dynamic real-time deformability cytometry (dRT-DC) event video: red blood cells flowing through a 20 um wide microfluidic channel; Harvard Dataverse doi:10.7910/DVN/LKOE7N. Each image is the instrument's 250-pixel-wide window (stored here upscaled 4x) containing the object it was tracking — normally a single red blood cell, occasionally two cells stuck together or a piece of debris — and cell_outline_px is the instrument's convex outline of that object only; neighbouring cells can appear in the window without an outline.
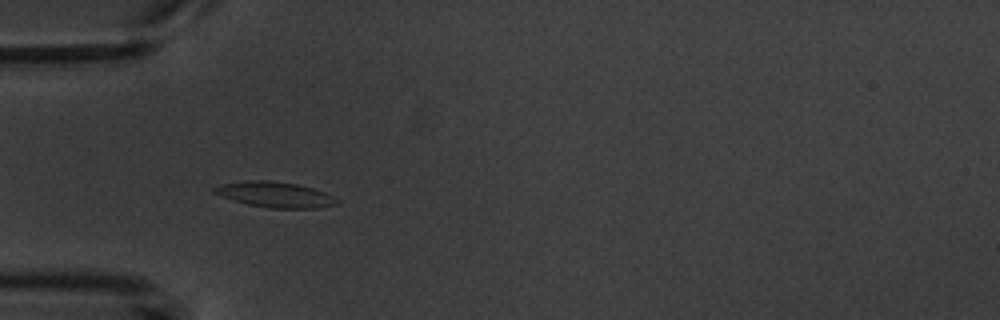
{"species": "common noctule bat (a hibernating species)", "species_latin": "Nyctalus noctula", "temperature_condition": "warm", "stored_images_in_passage": 5, "camera_frame_rate_fps": 3000, "um_per_image_px": 0.085, "animal": {"sex": "male", "body_mass_g": 20.1, "forearm_length_mm": 53.5}, "frame": {"image": 1, "passage_image": 4, "time_ms": 3.667, "image_size_px": [1000, 320], "cell_outline_px": [[340, 200], [336, 204], [316, 208], [268, 208], [248, 204], [212, 192], [212, 188], [220, 184], [248, 180], [272, 180], [296, 184], [312, 188], [324, 192]], "centroid_in_image_um": [23.38, 16.53], "position_along_channel_um": 61.6, "area_um2": 18.03}}